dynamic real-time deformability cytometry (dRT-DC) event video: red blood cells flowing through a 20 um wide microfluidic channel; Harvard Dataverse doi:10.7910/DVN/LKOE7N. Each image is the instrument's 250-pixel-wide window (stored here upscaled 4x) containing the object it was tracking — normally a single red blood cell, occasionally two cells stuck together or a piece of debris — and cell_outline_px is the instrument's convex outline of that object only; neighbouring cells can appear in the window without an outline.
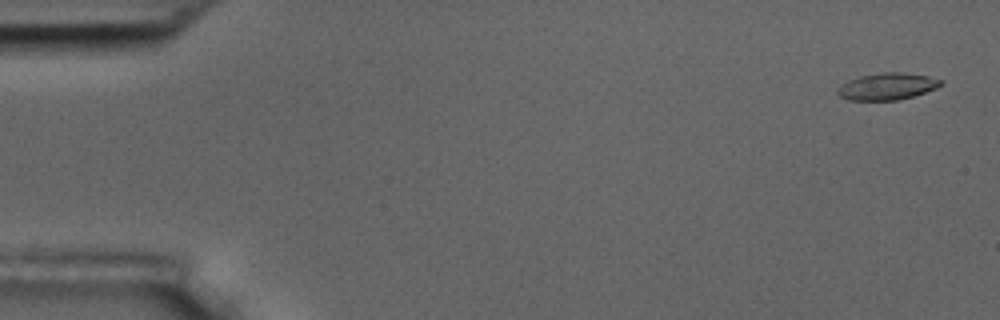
{"species": "common noctule bat (a hibernating species)", "species_latin": "Nyctalus noctula", "temperature_condition": "room temperature", "stored_images_in_passage": 5, "camera_frame_rate_fps": 3000, "um_per_image_px": 0.085, "animal": {"sex": "male", "body_mass_g": 17.5, "forearm_length_mm": 52.3}, "frame": {"image": 1, "passage_image": 1, "time_ms": 0.0, "image_size_px": [1000, 320], "cell_outline_px": [[944, 84], [936, 88], [912, 96], [896, 100], [848, 100], [840, 96], [836, 92], [848, 80], [860, 76], [880, 72], [904, 72], [928, 76], [944, 80]], "centroid_in_image_um": [75.45, 7.33], "position_along_channel_um": 9.5, "area_um2": 16.07}}
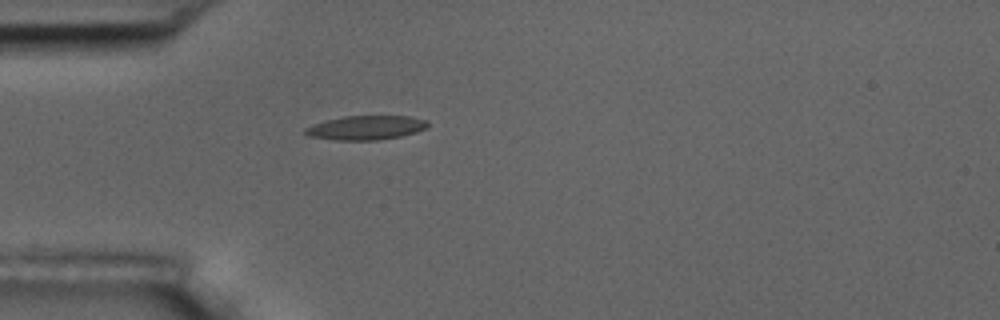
{"frame": {"image": 2, "passage_image": 5, "time_ms": 4.667, "image_size_px": [1000, 320], "cell_outline_px": [[428, 128], [404, 136], [376, 140], [336, 140], [308, 136], [304, 132], [304, 128], [312, 124], [324, 120], [344, 116], [408, 116], [428, 120]], "centroid_in_image_um": [31.11, 10.85], "position_along_channel_um": 53.9, "area_um2": 17.46}}